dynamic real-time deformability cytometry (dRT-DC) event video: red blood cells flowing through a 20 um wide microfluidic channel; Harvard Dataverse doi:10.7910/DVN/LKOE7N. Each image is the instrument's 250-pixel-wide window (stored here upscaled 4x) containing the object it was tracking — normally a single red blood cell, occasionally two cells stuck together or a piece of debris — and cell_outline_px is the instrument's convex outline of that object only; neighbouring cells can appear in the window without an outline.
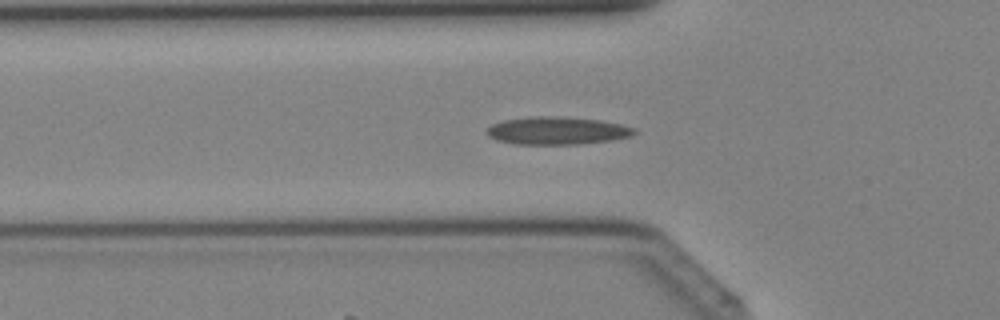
{"species": "Egyptian fruit bat (a non-hibernating species)", "species_latin": "Rousettus aegyptiacus", "temperature_condition": "cold", "stored_images_in_passage": 30, "camera_frame_rate_fps": 3000, "um_per_image_px": 0.085, "animal": {"sex": "female"}, "frame": {"image": 1, "passage_image": 4, "time_ms": 1.0, "image_size_px": [1000, 320], "cell_outline_px": [[636, 132], [632, 136], [612, 140], [576, 144], [516, 144], [496, 140], [488, 136], [484, 132], [492, 124], [500, 120], [528, 116], [560, 116], [600, 120], [620, 124], [636, 128]], "centroid_in_image_um": [47.31, 11.09], "position_along_channel_um": 78.5, "area_um2": 24.1}}
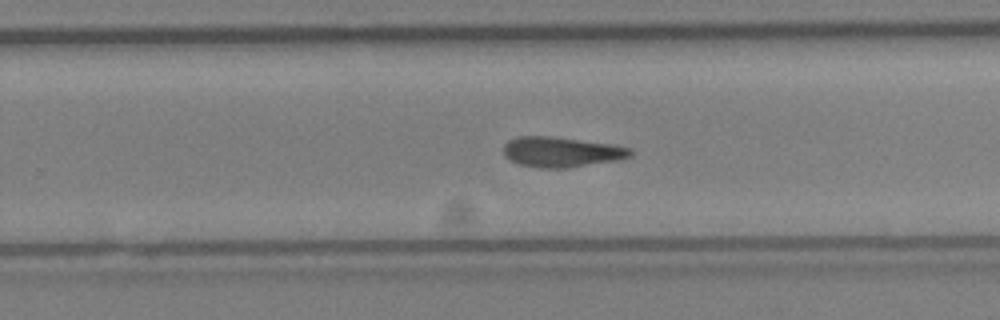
{"frame": {"image": 2, "passage_image": 16, "time_ms": 5.0, "image_size_px": [1000, 320], "cell_outline_px": [[632, 156], [616, 160], [568, 168], [540, 168], [520, 164], [504, 156], [504, 144], [508, 140], [516, 136], [548, 136], [612, 144], [632, 148]], "centroid_in_image_um": [47.71, 12.91], "position_along_channel_um": 282.1, "area_um2": 22.25}}
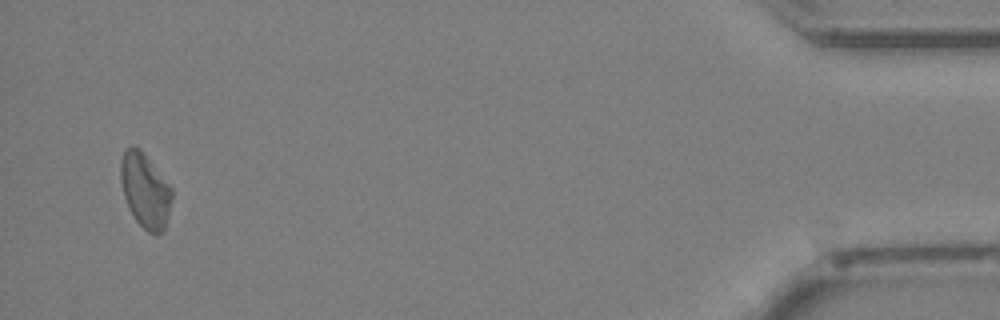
{"frame": {"image": 3, "passage_image": 29, "time_ms": 9.333, "image_size_px": [1000, 320], "cell_outline_px": [[172, 196], [164, 228], [156, 236], [148, 232], [136, 220], [124, 196], [120, 180], [120, 160], [124, 152], [132, 144], [140, 148], [172, 188]], "centroid_in_image_um": [12.32, 16.16], "position_along_channel_um": 422.9, "area_um2": 21.91}}